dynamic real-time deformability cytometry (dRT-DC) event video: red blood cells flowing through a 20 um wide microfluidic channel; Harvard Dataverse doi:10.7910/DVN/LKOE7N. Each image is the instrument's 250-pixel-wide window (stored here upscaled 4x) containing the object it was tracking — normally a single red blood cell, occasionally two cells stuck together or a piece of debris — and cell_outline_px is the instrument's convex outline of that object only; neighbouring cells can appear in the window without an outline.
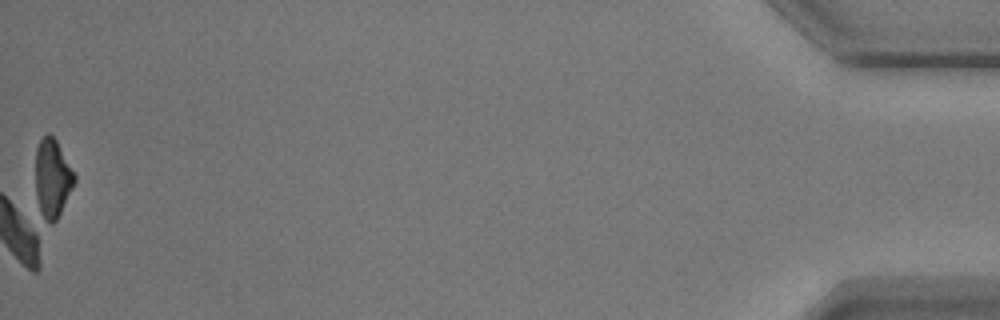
{"species": "common noctule bat (a hibernating species)", "species_latin": "Nyctalus noctula", "temperature_condition": "warm", "stored_images_in_passage": 54, "camera_frame_rate_fps": 3000, "um_per_image_px": 0.085, "animal": {"sex": "male", "body_mass_g": 17.9}, "frame": {"image": 1, "passage_image": 54, "time_ms": 17.667, "image_size_px": [1000, 320], "cell_outline_px": [[76, 180], [56, 220], [52, 224], [44, 224], [40, 212], [36, 196], [36, 148], [40, 140], [48, 132], [56, 140], [76, 176]], "centroid_in_image_um": [4.44, 15.18], "position_along_channel_um": 430.8, "area_um2": 17.74}, "authors_computed_cell_mechanics": {"area_um2": 18.1781, "velocity_mm_per_s": 3.657, "shape_relaxation_time_tau1_ms": 10.851, "shape_relaxation_time_tau2_ms": null, "deformation_change_tau1": 0.3229, "deformation_change_tau2": null}}